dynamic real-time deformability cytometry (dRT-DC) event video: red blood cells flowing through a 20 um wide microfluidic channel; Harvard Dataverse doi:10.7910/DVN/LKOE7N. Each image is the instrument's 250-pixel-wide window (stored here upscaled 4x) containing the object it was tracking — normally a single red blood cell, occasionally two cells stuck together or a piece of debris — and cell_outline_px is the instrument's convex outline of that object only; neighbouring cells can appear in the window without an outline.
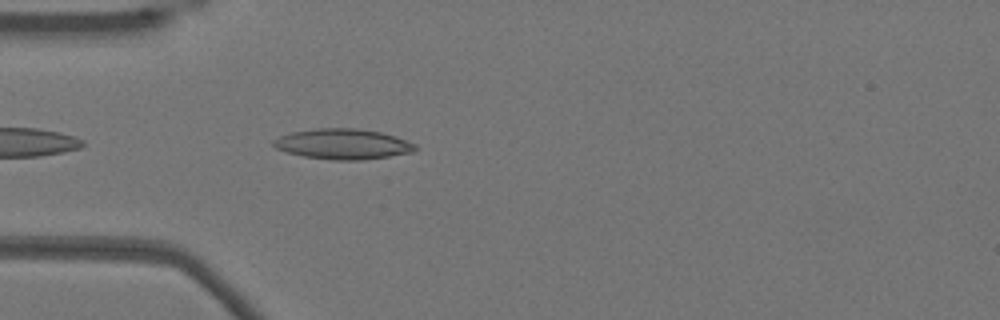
{"species": "Egyptian fruit bat (a non-hibernating species)", "species_latin": "Rousettus aegyptiacus", "temperature_condition": "warm", "stored_images_in_passage": 40, "camera_frame_rate_fps": 3000, "um_per_image_px": 0.085, "animal": {"sex": "female"}, "frame": {"image": 1, "passage_image": 3, "time_ms": 0.667, "image_size_px": [1000, 320], "cell_outline_px": [[416, 148], [412, 152], [388, 156], [360, 160], [332, 160], [304, 156], [288, 152], [276, 148], [272, 144], [272, 140], [280, 136], [292, 132], [316, 128], [356, 128], [380, 132], [416, 144]], "centroid_in_image_um": [29.1, 12.24], "position_along_channel_um": 55.9, "area_um2": 24.8}}
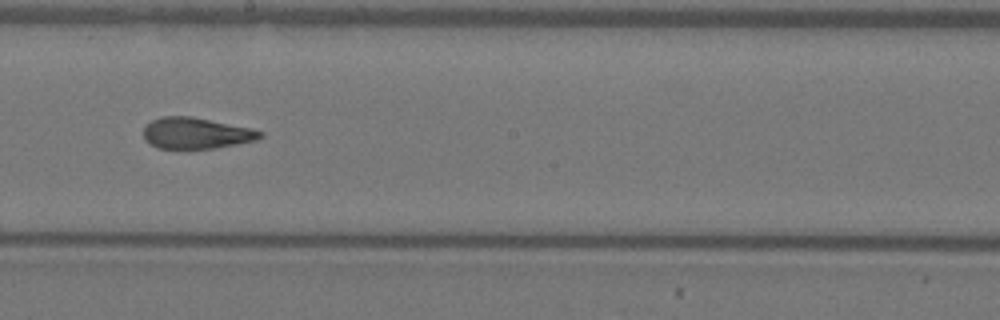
{"frame": {"image": 2, "passage_image": 17, "time_ms": 5.333, "image_size_px": [1000, 320], "cell_outline_px": [[264, 136], [256, 140], [236, 144], [212, 148], [156, 148], [148, 144], [144, 140], [144, 124], [152, 120], [164, 116], [192, 116], [252, 128], [264, 132]], "centroid_in_image_um": [16.65, 11.31], "position_along_channel_um": 231.5, "area_um2": 21.33}}
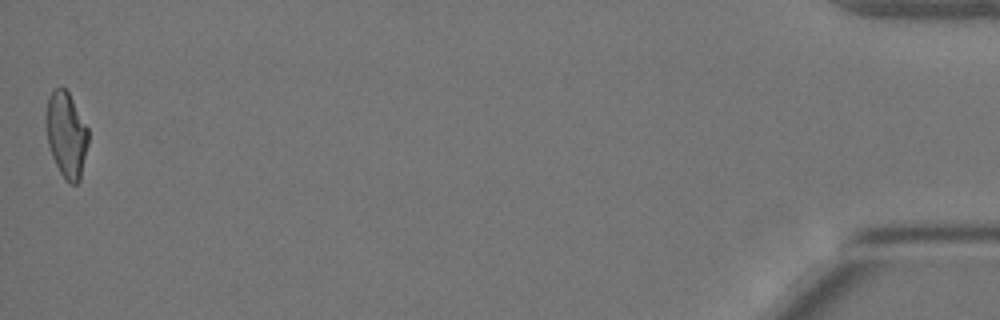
{"frame": {"image": 3, "passage_image": 40, "time_ms": 13.0, "image_size_px": [1000, 320], "cell_outline_px": [[88, 144], [80, 180], [76, 184], [68, 184], [64, 180], [52, 156], [48, 144], [44, 120], [44, 116], [48, 96], [56, 88], [64, 88], [68, 92], [88, 128]], "centroid_in_image_um": [5.62, 11.47], "position_along_channel_um": 429.6, "area_um2": 21.27}, "authors_computed_cell_mechanics": {"area_um2": 21.675, "velocity_mm_per_s": 3.8468, "shape_relaxation_time_tau1_ms": null, "shape_relaxation_time_tau2_ms": 2.0023, "deformation_change_tau1": null, "deformation_change_tau2": 0.1027}}